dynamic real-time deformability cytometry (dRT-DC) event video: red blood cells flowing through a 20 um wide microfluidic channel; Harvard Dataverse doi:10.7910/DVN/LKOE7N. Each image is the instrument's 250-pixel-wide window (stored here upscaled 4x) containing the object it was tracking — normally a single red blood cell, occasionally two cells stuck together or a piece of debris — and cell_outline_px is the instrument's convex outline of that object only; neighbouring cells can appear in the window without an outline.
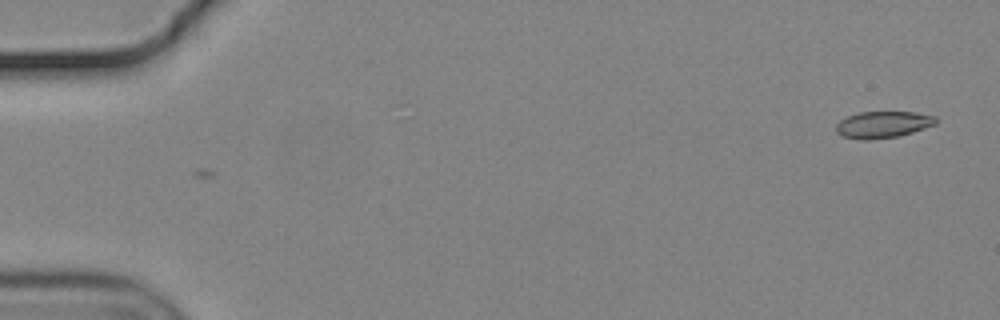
{"species": "common noctule bat (a hibernating species)", "species_latin": "Nyctalus noctula", "temperature_condition": "cold", "stored_images_in_passage": 2, "camera_frame_rate_fps": 3000, "um_per_image_px": 0.085, "animal": {"sex": "male", "body_mass_g": 19.2, "forearm_length_mm": 51.8}, "frame": {"image": 1, "passage_image": 1, "time_ms": 0.0, "image_size_px": [1000, 320], "cell_outline_px": [[936, 124], [912, 132], [896, 136], [864, 140], [860, 140], [844, 136], [836, 132], [836, 124], [840, 120], [848, 116], [860, 112], [912, 112], [936, 116]], "centroid_in_image_um": [75.03, 10.58], "position_along_channel_um": 10.0, "area_um2": 15.26}}